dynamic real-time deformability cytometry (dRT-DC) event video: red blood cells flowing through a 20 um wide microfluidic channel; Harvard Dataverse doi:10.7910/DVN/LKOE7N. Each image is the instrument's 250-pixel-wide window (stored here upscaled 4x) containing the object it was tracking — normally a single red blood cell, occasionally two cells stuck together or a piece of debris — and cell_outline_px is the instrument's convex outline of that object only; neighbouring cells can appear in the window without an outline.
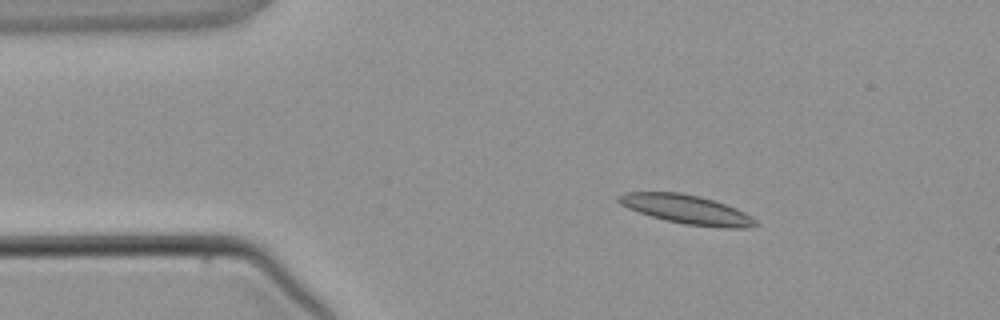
{"species": "common noctule bat (a hibernating species)", "species_latin": "Nyctalus noctula", "temperature_condition": "warm", "stored_images_in_passage": 3, "camera_frame_rate_fps": 3000, "um_per_image_px": 0.085, "animal": {"sex": "male", "body_mass_g": 21.5, "forearm_length_mm": 52.0}, "frame": {"image": 1, "passage_image": 2, "time_ms": 1.333, "image_size_px": [1000, 320], "cell_outline_px": [[760, 224], [748, 228], [720, 228], [684, 224], [664, 220], [628, 208], [620, 204], [616, 200], [616, 196], [624, 192], [680, 192], [700, 196], [736, 208], [752, 216]], "centroid_in_image_um": [58.38, 17.81], "position_along_channel_um": 26.6, "area_um2": 23.29}}